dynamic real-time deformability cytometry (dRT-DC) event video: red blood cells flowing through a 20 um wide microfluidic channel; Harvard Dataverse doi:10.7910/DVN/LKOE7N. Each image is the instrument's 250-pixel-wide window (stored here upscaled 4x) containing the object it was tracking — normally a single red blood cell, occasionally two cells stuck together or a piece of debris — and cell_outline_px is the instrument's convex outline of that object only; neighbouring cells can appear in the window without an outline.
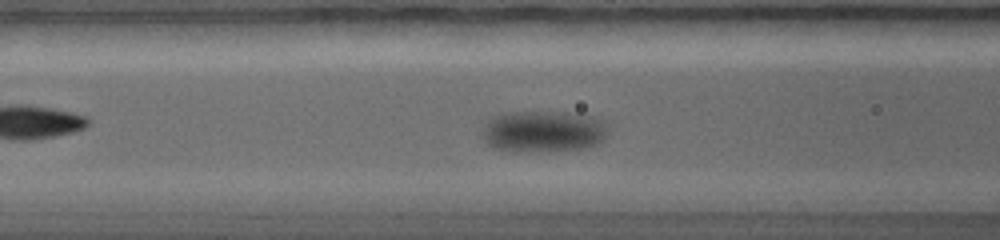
{"species": "common noctule bat (a hibernating species)", "species_latin": "Nyctalus noctula", "temperature_condition": "warm", "stored_images_in_passage": 29, "camera_frame_rate_fps": 5000, "um_per_image_px": 0.085, "animal": {"sex": "female", "body_mass_g": 19.0, "forearm_length_mm": 56.7}, "frame": {"image": 1, "passage_image": 8, "time_ms": 2.4, "image_size_px": [1000, 240], "cell_outline_px": [[608, 124], [604, 136], [600, 144], [584, 148], [552, 152], [512, 152], [492, 148], [484, 140], [484, 120], [492, 116], [508, 112], [564, 112], [592, 116], [604, 120]], "centroid_in_image_um": [46.16, 11.19], "position_along_channel_um": 120.4, "area_um2": 31.15}}
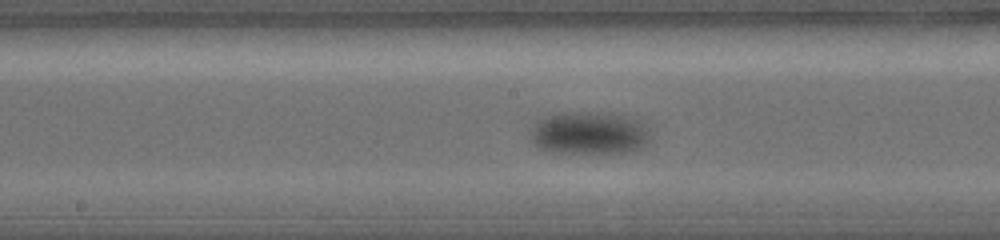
{"frame": {"image": 2, "passage_image": 13, "time_ms": 4.2, "image_size_px": [1000, 240], "cell_outline_px": [[648, 140], [640, 148], [624, 152], [556, 152], [540, 148], [532, 144], [528, 136], [528, 132], [536, 120], [544, 116], [564, 112], [612, 112], [632, 116], [644, 120], [648, 124]], "centroid_in_image_um": [50.07, 11.26], "position_along_channel_um": 198.1, "area_um2": 30.52}}
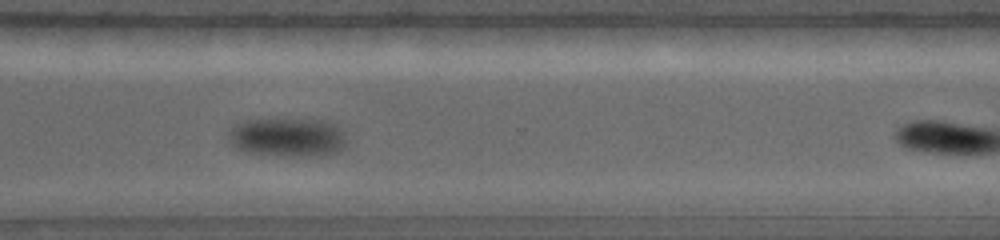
{"frame": {"image": 3, "passage_image": 23, "time_ms": 7.6, "image_size_px": [1000, 240], "cell_outline_px": [[344, 148], [336, 152], [300, 156], [280, 156], [248, 152], [236, 148], [228, 140], [228, 136], [232, 128], [236, 124], [244, 120], [280, 116], [328, 120], [344, 132]], "centroid_in_image_um": [24.4, 11.6], "position_along_channel_um": 346.2, "area_um2": 27.51}}